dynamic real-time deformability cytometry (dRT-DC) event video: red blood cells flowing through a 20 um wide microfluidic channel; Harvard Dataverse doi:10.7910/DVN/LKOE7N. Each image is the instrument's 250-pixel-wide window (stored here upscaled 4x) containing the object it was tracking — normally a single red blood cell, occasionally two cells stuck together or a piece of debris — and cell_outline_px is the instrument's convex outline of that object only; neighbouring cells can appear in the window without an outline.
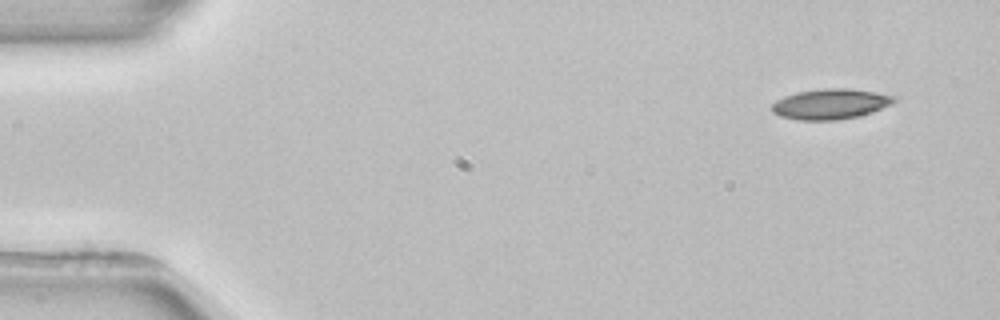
{"species": "common noctule bat (a hibernating species)", "species_latin": "Nyctalus noctula", "temperature_condition": "room temperature", "stored_images_in_passage": 4, "camera_frame_rate_fps": 3000, "um_per_image_px": 0.085, "animal": {"sex": "female", "body_mass_g": 22.7, "forearm_length_mm": 54.2}, "frame": {"image": 1, "passage_image": 1, "time_ms": 0.0, "image_size_px": [1000, 320], "cell_outline_px": [[900, 100], [892, 104], [872, 112], [856, 116], [836, 120], [800, 120], [780, 116], [772, 112], [772, 104], [776, 100], [784, 96], [796, 92], [824, 88], [852, 88], [876, 92], [896, 96]], "centroid_in_image_um": [70.62, 8.82], "position_along_channel_um": 14.4, "area_um2": 21.79}}
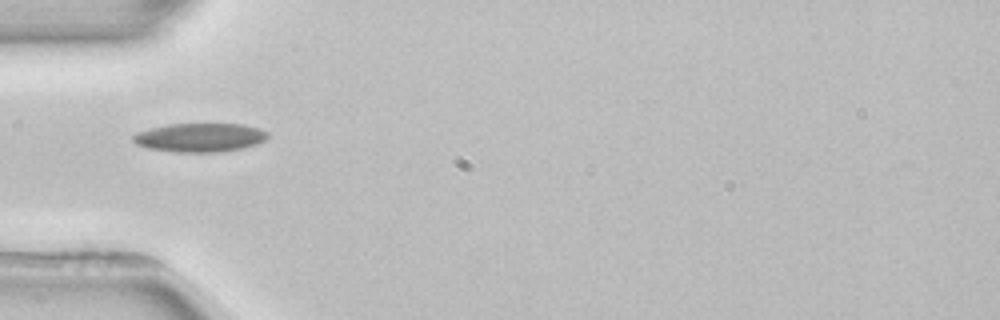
{"frame": {"image": 2, "passage_image": 4, "time_ms": 4.333, "image_size_px": [1000, 320], "cell_outline_px": [[268, 136], [264, 140], [256, 144], [244, 148], [220, 152], [172, 152], [148, 148], [136, 144], [132, 140], [132, 136], [136, 132], [168, 124], [244, 124], [268, 132]], "centroid_in_image_um": [16.97, 11.69], "position_along_channel_um": 68.0, "area_um2": 22.6}}